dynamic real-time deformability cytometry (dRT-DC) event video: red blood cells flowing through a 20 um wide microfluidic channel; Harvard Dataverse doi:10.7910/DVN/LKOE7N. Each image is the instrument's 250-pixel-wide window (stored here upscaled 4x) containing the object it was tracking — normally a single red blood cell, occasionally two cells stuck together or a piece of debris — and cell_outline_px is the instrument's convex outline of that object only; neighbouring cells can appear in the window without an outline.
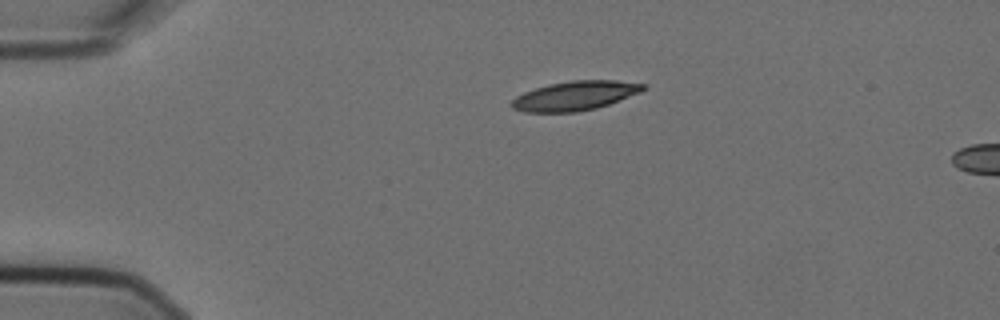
{"species": "Egyptian fruit bat (a non-hibernating species)", "species_latin": "Rousettus aegyptiacus", "temperature_condition": "cold", "stored_images_in_passage": 2, "camera_frame_rate_fps": 3000, "um_per_image_px": 0.085, "animal": {"sex": "female"}, "frame": {"image": 1, "passage_image": 1, "time_ms": 0.0, "image_size_px": [1000, 320], "cell_outline_px": [[648, 88], [640, 92], [608, 104], [596, 108], [576, 112], [524, 112], [512, 108], [508, 104], [516, 96], [524, 92], [548, 84], [572, 80], [616, 80], [648, 84]], "centroid_in_image_um": [48.87, 8.13], "position_along_channel_um": 36.1, "area_um2": 22.54}}